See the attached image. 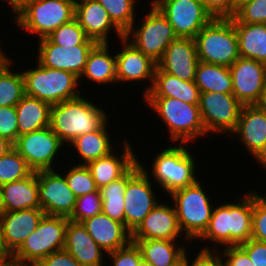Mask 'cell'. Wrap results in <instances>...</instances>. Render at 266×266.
<instances>
[{
  "label": "cell",
  "instance_id": "6da1fadb",
  "mask_svg": "<svg viewBox=\"0 0 266 266\" xmlns=\"http://www.w3.org/2000/svg\"><path fill=\"white\" fill-rule=\"evenodd\" d=\"M238 204H221L212 212L209 225L198 239L219 245L239 246L252 239L253 192H247Z\"/></svg>",
  "mask_w": 266,
  "mask_h": 266
},
{
  "label": "cell",
  "instance_id": "7a4b0ae2",
  "mask_svg": "<svg viewBox=\"0 0 266 266\" xmlns=\"http://www.w3.org/2000/svg\"><path fill=\"white\" fill-rule=\"evenodd\" d=\"M107 119L104 110L82 96L51 105L50 108V128L63 144L101 129Z\"/></svg>",
  "mask_w": 266,
  "mask_h": 266
},
{
  "label": "cell",
  "instance_id": "3957f363",
  "mask_svg": "<svg viewBox=\"0 0 266 266\" xmlns=\"http://www.w3.org/2000/svg\"><path fill=\"white\" fill-rule=\"evenodd\" d=\"M12 11L17 15V25L41 39L74 18L75 1L21 0Z\"/></svg>",
  "mask_w": 266,
  "mask_h": 266
},
{
  "label": "cell",
  "instance_id": "277c9868",
  "mask_svg": "<svg viewBox=\"0 0 266 266\" xmlns=\"http://www.w3.org/2000/svg\"><path fill=\"white\" fill-rule=\"evenodd\" d=\"M199 61L230 67L239 57V42L231 18H213L196 35Z\"/></svg>",
  "mask_w": 266,
  "mask_h": 266
},
{
  "label": "cell",
  "instance_id": "5b68a950",
  "mask_svg": "<svg viewBox=\"0 0 266 266\" xmlns=\"http://www.w3.org/2000/svg\"><path fill=\"white\" fill-rule=\"evenodd\" d=\"M151 108L154 109L167 125L170 132V140L188 141L199 136H205L206 130L202 121L199 104H189L171 97H145Z\"/></svg>",
  "mask_w": 266,
  "mask_h": 266
},
{
  "label": "cell",
  "instance_id": "8992f818",
  "mask_svg": "<svg viewBox=\"0 0 266 266\" xmlns=\"http://www.w3.org/2000/svg\"><path fill=\"white\" fill-rule=\"evenodd\" d=\"M69 219L63 216L44 215L37 228L12 255L16 266H35L51 253L62 250Z\"/></svg>",
  "mask_w": 266,
  "mask_h": 266
},
{
  "label": "cell",
  "instance_id": "52a82bcc",
  "mask_svg": "<svg viewBox=\"0 0 266 266\" xmlns=\"http://www.w3.org/2000/svg\"><path fill=\"white\" fill-rule=\"evenodd\" d=\"M22 75L26 95L50 105L81 96L77 91L80 78L72 72L46 68L38 62L37 68L23 71Z\"/></svg>",
  "mask_w": 266,
  "mask_h": 266
},
{
  "label": "cell",
  "instance_id": "ba28073f",
  "mask_svg": "<svg viewBox=\"0 0 266 266\" xmlns=\"http://www.w3.org/2000/svg\"><path fill=\"white\" fill-rule=\"evenodd\" d=\"M181 231L186 239H198L209 225L212 216L210 198L204 192L200 182L178 189L170 194Z\"/></svg>",
  "mask_w": 266,
  "mask_h": 266
},
{
  "label": "cell",
  "instance_id": "9c48e42d",
  "mask_svg": "<svg viewBox=\"0 0 266 266\" xmlns=\"http://www.w3.org/2000/svg\"><path fill=\"white\" fill-rule=\"evenodd\" d=\"M188 144L167 147L161 151L152 164L153 178L169 194L196 183L194 159L187 150Z\"/></svg>",
  "mask_w": 266,
  "mask_h": 266
},
{
  "label": "cell",
  "instance_id": "30bf717a",
  "mask_svg": "<svg viewBox=\"0 0 266 266\" xmlns=\"http://www.w3.org/2000/svg\"><path fill=\"white\" fill-rule=\"evenodd\" d=\"M148 171L137 162L127 171L124 194V225L132 234L148 213L158 204Z\"/></svg>",
  "mask_w": 266,
  "mask_h": 266
},
{
  "label": "cell",
  "instance_id": "8fae6325",
  "mask_svg": "<svg viewBox=\"0 0 266 266\" xmlns=\"http://www.w3.org/2000/svg\"><path fill=\"white\" fill-rule=\"evenodd\" d=\"M151 8V11L146 14L147 16L140 24L141 26L135 29V25H133L125 33V37L127 40H132L131 43L144 55L158 63L168 45L177 36L168 19L156 7L151 6ZM131 36L133 39H130Z\"/></svg>",
  "mask_w": 266,
  "mask_h": 266
},
{
  "label": "cell",
  "instance_id": "7c38bea8",
  "mask_svg": "<svg viewBox=\"0 0 266 266\" xmlns=\"http://www.w3.org/2000/svg\"><path fill=\"white\" fill-rule=\"evenodd\" d=\"M155 7L168 19L177 37L195 39L213 19L201 0H162Z\"/></svg>",
  "mask_w": 266,
  "mask_h": 266
},
{
  "label": "cell",
  "instance_id": "4fadbf2b",
  "mask_svg": "<svg viewBox=\"0 0 266 266\" xmlns=\"http://www.w3.org/2000/svg\"><path fill=\"white\" fill-rule=\"evenodd\" d=\"M242 107L233 93L201 92L199 109L206 133L232 132Z\"/></svg>",
  "mask_w": 266,
  "mask_h": 266
},
{
  "label": "cell",
  "instance_id": "5bb4252c",
  "mask_svg": "<svg viewBox=\"0 0 266 266\" xmlns=\"http://www.w3.org/2000/svg\"><path fill=\"white\" fill-rule=\"evenodd\" d=\"M61 146L63 143L50 126L20 135L14 143V149L34 172L53 170L52 162Z\"/></svg>",
  "mask_w": 266,
  "mask_h": 266
},
{
  "label": "cell",
  "instance_id": "9a60e30c",
  "mask_svg": "<svg viewBox=\"0 0 266 266\" xmlns=\"http://www.w3.org/2000/svg\"><path fill=\"white\" fill-rule=\"evenodd\" d=\"M37 179L39 203L45 215L69 218L77 197L69 188L64 175L54 170L37 171Z\"/></svg>",
  "mask_w": 266,
  "mask_h": 266
},
{
  "label": "cell",
  "instance_id": "2e32d148",
  "mask_svg": "<svg viewBox=\"0 0 266 266\" xmlns=\"http://www.w3.org/2000/svg\"><path fill=\"white\" fill-rule=\"evenodd\" d=\"M39 41L38 62L42 66L69 71L79 78L84 72L89 52L97 44L89 38L82 45L73 47L59 46L47 37Z\"/></svg>",
  "mask_w": 266,
  "mask_h": 266
},
{
  "label": "cell",
  "instance_id": "e0dca14e",
  "mask_svg": "<svg viewBox=\"0 0 266 266\" xmlns=\"http://www.w3.org/2000/svg\"><path fill=\"white\" fill-rule=\"evenodd\" d=\"M232 93L242 105H257L266 79V64L239 57L230 67Z\"/></svg>",
  "mask_w": 266,
  "mask_h": 266
},
{
  "label": "cell",
  "instance_id": "ac0fdd59",
  "mask_svg": "<svg viewBox=\"0 0 266 266\" xmlns=\"http://www.w3.org/2000/svg\"><path fill=\"white\" fill-rule=\"evenodd\" d=\"M199 63L195 39L177 37L165 50L157 66L184 81H194Z\"/></svg>",
  "mask_w": 266,
  "mask_h": 266
},
{
  "label": "cell",
  "instance_id": "d6986e66",
  "mask_svg": "<svg viewBox=\"0 0 266 266\" xmlns=\"http://www.w3.org/2000/svg\"><path fill=\"white\" fill-rule=\"evenodd\" d=\"M45 215L41 208L4 212L0 216V231L5 249L12 256L37 228Z\"/></svg>",
  "mask_w": 266,
  "mask_h": 266
},
{
  "label": "cell",
  "instance_id": "ffe728a7",
  "mask_svg": "<svg viewBox=\"0 0 266 266\" xmlns=\"http://www.w3.org/2000/svg\"><path fill=\"white\" fill-rule=\"evenodd\" d=\"M74 18L85 31L86 36L96 43H108L107 35L112 28L120 39L125 37V34L111 20L107 10L97 0H80V2L76 0Z\"/></svg>",
  "mask_w": 266,
  "mask_h": 266
},
{
  "label": "cell",
  "instance_id": "44dd1931",
  "mask_svg": "<svg viewBox=\"0 0 266 266\" xmlns=\"http://www.w3.org/2000/svg\"><path fill=\"white\" fill-rule=\"evenodd\" d=\"M158 203L131 234V239H162L176 241L182 232L172 206Z\"/></svg>",
  "mask_w": 266,
  "mask_h": 266
},
{
  "label": "cell",
  "instance_id": "7402d4cb",
  "mask_svg": "<svg viewBox=\"0 0 266 266\" xmlns=\"http://www.w3.org/2000/svg\"><path fill=\"white\" fill-rule=\"evenodd\" d=\"M121 40L124 48L115 55L117 82L150 79L153 84L157 63L138 50L126 37Z\"/></svg>",
  "mask_w": 266,
  "mask_h": 266
},
{
  "label": "cell",
  "instance_id": "603a6c76",
  "mask_svg": "<svg viewBox=\"0 0 266 266\" xmlns=\"http://www.w3.org/2000/svg\"><path fill=\"white\" fill-rule=\"evenodd\" d=\"M231 133L238 135L256 158L263 151L266 142V109L257 105H243L236 127Z\"/></svg>",
  "mask_w": 266,
  "mask_h": 266
},
{
  "label": "cell",
  "instance_id": "cb8c5ba5",
  "mask_svg": "<svg viewBox=\"0 0 266 266\" xmlns=\"http://www.w3.org/2000/svg\"><path fill=\"white\" fill-rule=\"evenodd\" d=\"M105 253H111L131 241V233L123 223L100 213L81 222Z\"/></svg>",
  "mask_w": 266,
  "mask_h": 266
},
{
  "label": "cell",
  "instance_id": "d4e9b609",
  "mask_svg": "<svg viewBox=\"0 0 266 266\" xmlns=\"http://www.w3.org/2000/svg\"><path fill=\"white\" fill-rule=\"evenodd\" d=\"M82 266H103L104 251L82 223L68 221L64 248Z\"/></svg>",
  "mask_w": 266,
  "mask_h": 266
},
{
  "label": "cell",
  "instance_id": "484cf974",
  "mask_svg": "<svg viewBox=\"0 0 266 266\" xmlns=\"http://www.w3.org/2000/svg\"><path fill=\"white\" fill-rule=\"evenodd\" d=\"M124 142L122 157L110 152L86 165L98 189L122 177L137 162L136 155L131 149L132 145L130 146L128 141Z\"/></svg>",
  "mask_w": 266,
  "mask_h": 266
},
{
  "label": "cell",
  "instance_id": "4316f807",
  "mask_svg": "<svg viewBox=\"0 0 266 266\" xmlns=\"http://www.w3.org/2000/svg\"><path fill=\"white\" fill-rule=\"evenodd\" d=\"M144 97H171L189 104H199L200 90L194 81H184L156 66L154 81Z\"/></svg>",
  "mask_w": 266,
  "mask_h": 266
},
{
  "label": "cell",
  "instance_id": "83f0119b",
  "mask_svg": "<svg viewBox=\"0 0 266 266\" xmlns=\"http://www.w3.org/2000/svg\"><path fill=\"white\" fill-rule=\"evenodd\" d=\"M4 212L41 208L38 194L37 172L30 176L0 186Z\"/></svg>",
  "mask_w": 266,
  "mask_h": 266
},
{
  "label": "cell",
  "instance_id": "f1b7e54d",
  "mask_svg": "<svg viewBox=\"0 0 266 266\" xmlns=\"http://www.w3.org/2000/svg\"><path fill=\"white\" fill-rule=\"evenodd\" d=\"M50 108L49 103L25 95L15 106L18 137L50 126Z\"/></svg>",
  "mask_w": 266,
  "mask_h": 266
},
{
  "label": "cell",
  "instance_id": "f546056e",
  "mask_svg": "<svg viewBox=\"0 0 266 266\" xmlns=\"http://www.w3.org/2000/svg\"><path fill=\"white\" fill-rule=\"evenodd\" d=\"M240 57L266 64V24L234 23Z\"/></svg>",
  "mask_w": 266,
  "mask_h": 266
},
{
  "label": "cell",
  "instance_id": "4dcf8cb0",
  "mask_svg": "<svg viewBox=\"0 0 266 266\" xmlns=\"http://www.w3.org/2000/svg\"><path fill=\"white\" fill-rule=\"evenodd\" d=\"M81 77H87L98 84L117 82L116 56H110L108 53V43H97L92 48Z\"/></svg>",
  "mask_w": 266,
  "mask_h": 266
},
{
  "label": "cell",
  "instance_id": "1f68e13d",
  "mask_svg": "<svg viewBox=\"0 0 266 266\" xmlns=\"http://www.w3.org/2000/svg\"><path fill=\"white\" fill-rule=\"evenodd\" d=\"M139 247L143 262L151 266H170L181 258L186 250L175 247V241L162 239H131Z\"/></svg>",
  "mask_w": 266,
  "mask_h": 266
},
{
  "label": "cell",
  "instance_id": "d6a6232c",
  "mask_svg": "<svg viewBox=\"0 0 266 266\" xmlns=\"http://www.w3.org/2000/svg\"><path fill=\"white\" fill-rule=\"evenodd\" d=\"M194 82L201 92L232 93L230 68L199 61Z\"/></svg>",
  "mask_w": 266,
  "mask_h": 266
},
{
  "label": "cell",
  "instance_id": "836d02e7",
  "mask_svg": "<svg viewBox=\"0 0 266 266\" xmlns=\"http://www.w3.org/2000/svg\"><path fill=\"white\" fill-rule=\"evenodd\" d=\"M106 123L101 129L95 130L93 132L80 135L76 137L71 144L77 153L81 156L84 163L81 165H87L93 160H97L101 157L108 155L114 149L111 146V140L108 137V132L106 130Z\"/></svg>",
  "mask_w": 266,
  "mask_h": 266
},
{
  "label": "cell",
  "instance_id": "e575fe53",
  "mask_svg": "<svg viewBox=\"0 0 266 266\" xmlns=\"http://www.w3.org/2000/svg\"><path fill=\"white\" fill-rule=\"evenodd\" d=\"M10 62L9 57L0 62V107L16 106L26 95L22 72H11Z\"/></svg>",
  "mask_w": 266,
  "mask_h": 266
},
{
  "label": "cell",
  "instance_id": "d590c367",
  "mask_svg": "<svg viewBox=\"0 0 266 266\" xmlns=\"http://www.w3.org/2000/svg\"><path fill=\"white\" fill-rule=\"evenodd\" d=\"M127 172L119 179L99 189L102 199V213L112 220L124 224V194Z\"/></svg>",
  "mask_w": 266,
  "mask_h": 266
},
{
  "label": "cell",
  "instance_id": "8d00e7d4",
  "mask_svg": "<svg viewBox=\"0 0 266 266\" xmlns=\"http://www.w3.org/2000/svg\"><path fill=\"white\" fill-rule=\"evenodd\" d=\"M33 172L26 160L14 148L0 158V186L22 180Z\"/></svg>",
  "mask_w": 266,
  "mask_h": 266
},
{
  "label": "cell",
  "instance_id": "74e56055",
  "mask_svg": "<svg viewBox=\"0 0 266 266\" xmlns=\"http://www.w3.org/2000/svg\"><path fill=\"white\" fill-rule=\"evenodd\" d=\"M109 14L113 23L125 34L135 24L136 0H97Z\"/></svg>",
  "mask_w": 266,
  "mask_h": 266
},
{
  "label": "cell",
  "instance_id": "f35d334b",
  "mask_svg": "<svg viewBox=\"0 0 266 266\" xmlns=\"http://www.w3.org/2000/svg\"><path fill=\"white\" fill-rule=\"evenodd\" d=\"M47 38L52 43L63 47L82 45L88 39L85 31L75 18L68 23L62 24L49 34Z\"/></svg>",
  "mask_w": 266,
  "mask_h": 266
},
{
  "label": "cell",
  "instance_id": "ab89813d",
  "mask_svg": "<svg viewBox=\"0 0 266 266\" xmlns=\"http://www.w3.org/2000/svg\"><path fill=\"white\" fill-rule=\"evenodd\" d=\"M64 176L69 188L76 197L96 192L98 190L92 174L86 165L79 164L74 166Z\"/></svg>",
  "mask_w": 266,
  "mask_h": 266
},
{
  "label": "cell",
  "instance_id": "60d3db41",
  "mask_svg": "<svg viewBox=\"0 0 266 266\" xmlns=\"http://www.w3.org/2000/svg\"><path fill=\"white\" fill-rule=\"evenodd\" d=\"M102 213V199L99 189L77 197L74 211L68 218L70 221L81 223L87 218Z\"/></svg>",
  "mask_w": 266,
  "mask_h": 266
},
{
  "label": "cell",
  "instance_id": "b9f144b4",
  "mask_svg": "<svg viewBox=\"0 0 266 266\" xmlns=\"http://www.w3.org/2000/svg\"><path fill=\"white\" fill-rule=\"evenodd\" d=\"M231 19L234 23L266 24V0H251L240 5Z\"/></svg>",
  "mask_w": 266,
  "mask_h": 266
},
{
  "label": "cell",
  "instance_id": "7bdbcfd3",
  "mask_svg": "<svg viewBox=\"0 0 266 266\" xmlns=\"http://www.w3.org/2000/svg\"><path fill=\"white\" fill-rule=\"evenodd\" d=\"M252 239L266 242V196L253 191Z\"/></svg>",
  "mask_w": 266,
  "mask_h": 266
},
{
  "label": "cell",
  "instance_id": "ee69618b",
  "mask_svg": "<svg viewBox=\"0 0 266 266\" xmlns=\"http://www.w3.org/2000/svg\"><path fill=\"white\" fill-rule=\"evenodd\" d=\"M106 255L110 256L113 266H139L143 261L141 251L133 241Z\"/></svg>",
  "mask_w": 266,
  "mask_h": 266
},
{
  "label": "cell",
  "instance_id": "f6af8a7d",
  "mask_svg": "<svg viewBox=\"0 0 266 266\" xmlns=\"http://www.w3.org/2000/svg\"><path fill=\"white\" fill-rule=\"evenodd\" d=\"M17 112L15 106L0 107V136L13 144L18 138Z\"/></svg>",
  "mask_w": 266,
  "mask_h": 266
},
{
  "label": "cell",
  "instance_id": "bcb514c9",
  "mask_svg": "<svg viewBox=\"0 0 266 266\" xmlns=\"http://www.w3.org/2000/svg\"><path fill=\"white\" fill-rule=\"evenodd\" d=\"M213 18H231L234 15V0H201Z\"/></svg>",
  "mask_w": 266,
  "mask_h": 266
},
{
  "label": "cell",
  "instance_id": "7dc6e473",
  "mask_svg": "<svg viewBox=\"0 0 266 266\" xmlns=\"http://www.w3.org/2000/svg\"><path fill=\"white\" fill-rule=\"evenodd\" d=\"M239 246L247 253L254 266H266V242L250 239Z\"/></svg>",
  "mask_w": 266,
  "mask_h": 266
},
{
  "label": "cell",
  "instance_id": "c3c4849f",
  "mask_svg": "<svg viewBox=\"0 0 266 266\" xmlns=\"http://www.w3.org/2000/svg\"><path fill=\"white\" fill-rule=\"evenodd\" d=\"M223 266H254L247 253L240 246H225ZM225 261V262H224Z\"/></svg>",
  "mask_w": 266,
  "mask_h": 266
},
{
  "label": "cell",
  "instance_id": "681fc988",
  "mask_svg": "<svg viewBox=\"0 0 266 266\" xmlns=\"http://www.w3.org/2000/svg\"><path fill=\"white\" fill-rule=\"evenodd\" d=\"M35 266H82L65 249L51 253Z\"/></svg>",
  "mask_w": 266,
  "mask_h": 266
},
{
  "label": "cell",
  "instance_id": "f907efd6",
  "mask_svg": "<svg viewBox=\"0 0 266 266\" xmlns=\"http://www.w3.org/2000/svg\"><path fill=\"white\" fill-rule=\"evenodd\" d=\"M207 247L201 248L190 266H223V258L221 259V255L216 252L217 249L211 252Z\"/></svg>",
  "mask_w": 266,
  "mask_h": 266
},
{
  "label": "cell",
  "instance_id": "816d5d0a",
  "mask_svg": "<svg viewBox=\"0 0 266 266\" xmlns=\"http://www.w3.org/2000/svg\"><path fill=\"white\" fill-rule=\"evenodd\" d=\"M0 264H13L12 256L5 249L0 231Z\"/></svg>",
  "mask_w": 266,
  "mask_h": 266
},
{
  "label": "cell",
  "instance_id": "f5cc1de1",
  "mask_svg": "<svg viewBox=\"0 0 266 266\" xmlns=\"http://www.w3.org/2000/svg\"><path fill=\"white\" fill-rule=\"evenodd\" d=\"M14 148V144L8 139L0 136V158Z\"/></svg>",
  "mask_w": 266,
  "mask_h": 266
},
{
  "label": "cell",
  "instance_id": "db71d44e",
  "mask_svg": "<svg viewBox=\"0 0 266 266\" xmlns=\"http://www.w3.org/2000/svg\"><path fill=\"white\" fill-rule=\"evenodd\" d=\"M257 106L263 109H266V79H265V84L263 87L262 95H261L259 102L257 103Z\"/></svg>",
  "mask_w": 266,
  "mask_h": 266
},
{
  "label": "cell",
  "instance_id": "11a10c76",
  "mask_svg": "<svg viewBox=\"0 0 266 266\" xmlns=\"http://www.w3.org/2000/svg\"><path fill=\"white\" fill-rule=\"evenodd\" d=\"M187 258V253H185L181 258H179L174 264L170 266H190L188 262L189 259Z\"/></svg>",
  "mask_w": 266,
  "mask_h": 266
},
{
  "label": "cell",
  "instance_id": "9f6ffc18",
  "mask_svg": "<svg viewBox=\"0 0 266 266\" xmlns=\"http://www.w3.org/2000/svg\"><path fill=\"white\" fill-rule=\"evenodd\" d=\"M255 159L263 165V168H266V142L263 151Z\"/></svg>",
  "mask_w": 266,
  "mask_h": 266
},
{
  "label": "cell",
  "instance_id": "6f0895ef",
  "mask_svg": "<svg viewBox=\"0 0 266 266\" xmlns=\"http://www.w3.org/2000/svg\"><path fill=\"white\" fill-rule=\"evenodd\" d=\"M251 0H234V7H235V10L242 4L246 3V2H249Z\"/></svg>",
  "mask_w": 266,
  "mask_h": 266
},
{
  "label": "cell",
  "instance_id": "680465c9",
  "mask_svg": "<svg viewBox=\"0 0 266 266\" xmlns=\"http://www.w3.org/2000/svg\"><path fill=\"white\" fill-rule=\"evenodd\" d=\"M8 1L9 4H11V8H14L21 0H5Z\"/></svg>",
  "mask_w": 266,
  "mask_h": 266
},
{
  "label": "cell",
  "instance_id": "91938a15",
  "mask_svg": "<svg viewBox=\"0 0 266 266\" xmlns=\"http://www.w3.org/2000/svg\"><path fill=\"white\" fill-rule=\"evenodd\" d=\"M4 213L3 203H2V195H1V187H0V216Z\"/></svg>",
  "mask_w": 266,
  "mask_h": 266
},
{
  "label": "cell",
  "instance_id": "94428289",
  "mask_svg": "<svg viewBox=\"0 0 266 266\" xmlns=\"http://www.w3.org/2000/svg\"><path fill=\"white\" fill-rule=\"evenodd\" d=\"M160 1L162 0H153L151 4L153 7H155Z\"/></svg>",
  "mask_w": 266,
  "mask_h": 266
},
{
  "label": "cell",
  "instance_id": "6125c7cd",
  "mask_svg": "<svg viewBox=\"0 0 266 266\" xmlns=\"http://www.w3.org/2000/svg\"><path fill=\"white\" fill-rule=\"evenodd\" d=\"M2 52L3 51L0 49V62L6 57Z\"/></svg>",
  "mask_w": 266,
  "mask_h": 266
},
{
  "label": "cell",
  "instance_id": "be15d7a7",
  "mask_svg": "<svg viewBox=\"0 0 266 266\" xmlns=\"http://www.w3.org/2000/svg\"><path fill=\"white\" fill-rule=\"evenodd\" d=\"M139 266H151V265L142 261Z\"/></svg>",
  "mask_w": 266,
  "mask_h": 266
},
{
  "label": "cell",
  "instance_id": "e7e4bbea",
  "mask_svg": "<svg viewBox=\"0 0 266 266\" xmlns=\"http://www.w3.org/2000/svg\"><path fill=\"white\" fill-rule=\"evenodd\" d=\"M13 264H0V266H12Z\"/></svg>",
  "mask_w": 266,
  "mask_h": 266
}]
</instances>
